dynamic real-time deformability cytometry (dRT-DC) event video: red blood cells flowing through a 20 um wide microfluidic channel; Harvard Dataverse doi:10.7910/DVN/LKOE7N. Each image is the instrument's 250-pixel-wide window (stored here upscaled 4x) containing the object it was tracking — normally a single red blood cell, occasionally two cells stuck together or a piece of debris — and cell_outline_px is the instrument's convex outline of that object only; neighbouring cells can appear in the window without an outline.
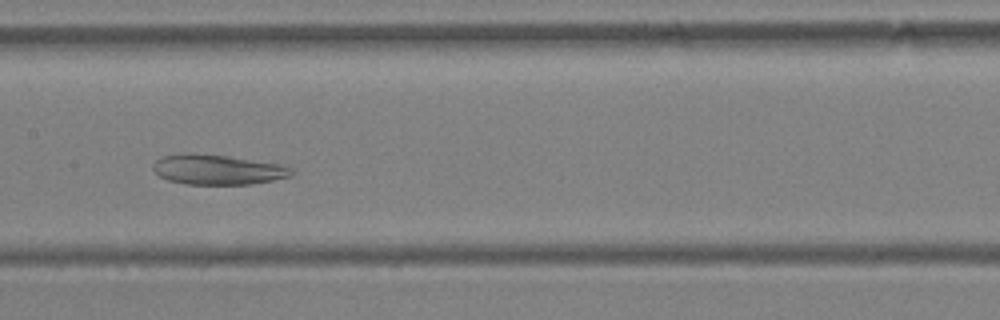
{"species": "Egyptian fruit bat (a non-hibernating species)", "species_latin": "Rousettus aegyptiacus", "temperature_condition": "warm", "stored_images_in_passage": 58, "camera_frame_rate_fps": 3000, "um_per_image_px": 0.085, "animal": {"sex": "female"}, "frame": {"image": 1, "passage_image": 30, "time_ms": 9.667, "image_size_px": [1000, 320], "cell_outline_px": [[292, 176], [272, 180], [248, 184], [188, 184], [168, 180], [160, 176], [152, 168], [152, 164], [156, 160], [164, 156], [180, 152], [196, 152], [228, 156], [276, 164], [292, 168]], "centroid_in_image_um": [18.42, 14.4], "position_along_channel_um": 189.0, "area_um2": 24.1}}
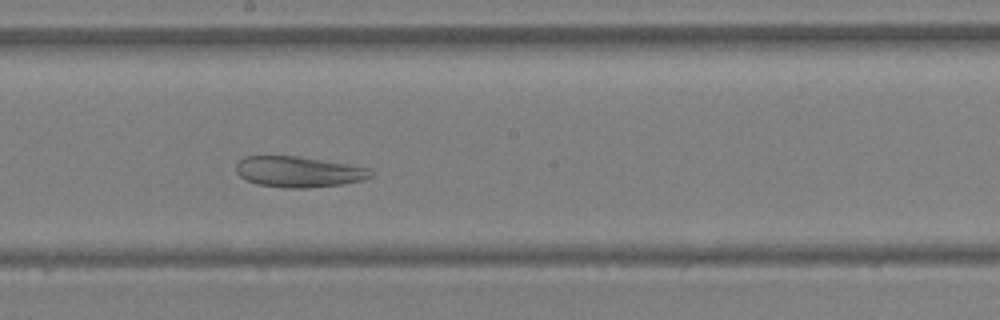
{"frame": {"image": 2, "passage_image": 33, "time_ms": 10.667, "image_size_px": [1000, 320], "cell_outline_px": [[372, 176], [364, 180], [340, 184], [308, 188], [284, 188], [256, 184], [244, 180], [236, 172], [236, 164], [244, 156], [300, 156], [372, 168]], "centroid_in_image_um": [25.37, 14.6], "position_along_channel_um": 222.8, "area_um2": 24.39}}
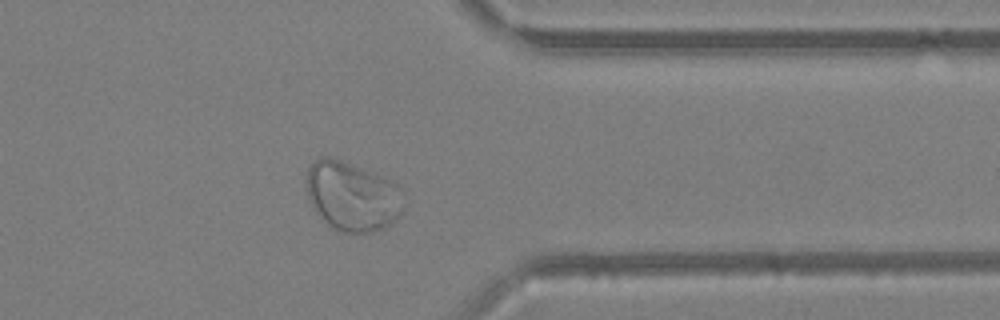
{"frame": {"image": 3, "passage_image": 47, "time_ms": 15.333, "image_size_px": [1000, 320], "cell_outline_px": [[408, 204], [404, 212], [400, 216], [384, 228], [372, 232], [344, 232], [320, 220], [312, 208], [308, 200], [304, 180], [304, 176], [308, 168], [320, 156], [328, 156], [340, 160], [400, 184], [404, 188]], "centroid_in_image_um": [29.98, 16.69], "position_along_channel_um": 381.4, "area_um2": 40.34}}